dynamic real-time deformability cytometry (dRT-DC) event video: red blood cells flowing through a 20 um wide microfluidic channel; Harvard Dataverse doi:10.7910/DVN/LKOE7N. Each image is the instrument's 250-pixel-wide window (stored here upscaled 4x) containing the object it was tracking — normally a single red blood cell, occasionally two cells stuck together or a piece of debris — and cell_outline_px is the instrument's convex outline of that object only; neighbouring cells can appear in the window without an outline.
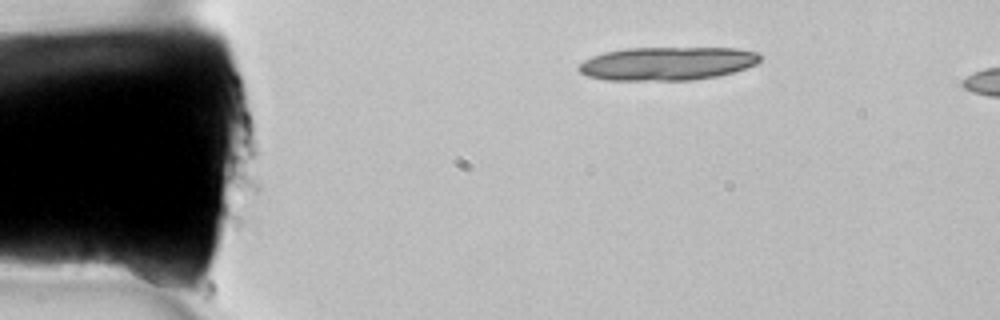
{"species": "common noctule bat (a hibernating species)", "species_latin": "Nyctalus noctula", "temperature_condition": "room temperature", "stored_images_in_passage": 3, "camera_frame_rate_fps": 3000, "um_per_image_px": 0.085, "animal": {"sex": "female", "body_mass_g": 22.7, "forearm_length_mm": 54.2}, "frame": {"image": 1, "passage_image": 1, "time_ms": 0.0, "image_size_px": [1000, 320], "cell_outline_px": [[760, 60], [756, 64], [732, 72], [716, 76], [692, 80], [608, 80], [588, 76], [580, 72], [576, 68], [584, 60], [592, 56], [604, 52], [628, 48], [740, 48], [760, 52]], "centroid_in_image_um": [56.72, 5.39], "position_along_channel_um": 28.3, "area_um2": 35.32}}